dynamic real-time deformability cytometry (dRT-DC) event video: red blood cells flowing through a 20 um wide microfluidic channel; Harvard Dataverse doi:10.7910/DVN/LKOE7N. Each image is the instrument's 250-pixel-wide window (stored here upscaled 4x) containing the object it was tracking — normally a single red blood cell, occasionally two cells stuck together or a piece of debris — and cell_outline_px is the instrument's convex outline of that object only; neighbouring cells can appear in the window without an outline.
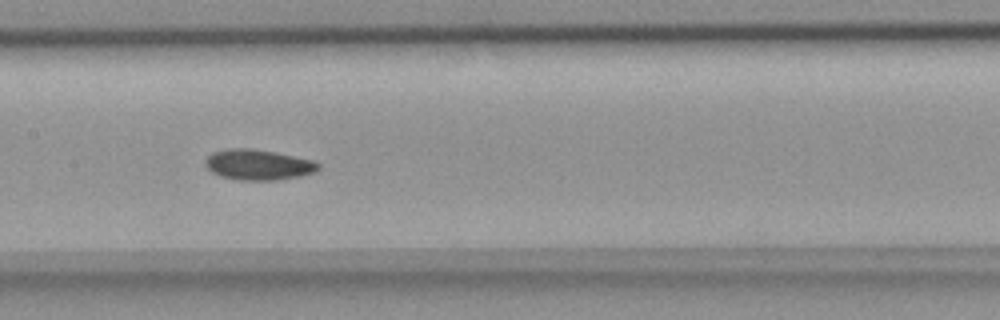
{"species": "common noctule bat (a hibernating species)", "species_latin": "Nyctalus noctula", "temperature_condition": "room temperature", "stored_images_in_passage": 17, "camera_frame_rate_fps": 3000, "um_per_image_px": 0.085, "animal": {"sex": "female", "body_mass_g": 18.4}, "frame": {"image": 1, "passage_image": 15, "time_ms": 4.667, "image_size_px": [1000, 320], "cell_outline_px": [[320, 168], [316, 172], [300, 176], [276, 180], [240, 180], [220, 176], [212, 172], [204, 164], [204, 160], [212, 152], [228, 148], [252, 148], [276, 152], [312, 160], [320, 164]], "centroid_in_image_um": [21.94, 13.99], "position_along_channel_um": 185.5, "area_um2": 20.23}}